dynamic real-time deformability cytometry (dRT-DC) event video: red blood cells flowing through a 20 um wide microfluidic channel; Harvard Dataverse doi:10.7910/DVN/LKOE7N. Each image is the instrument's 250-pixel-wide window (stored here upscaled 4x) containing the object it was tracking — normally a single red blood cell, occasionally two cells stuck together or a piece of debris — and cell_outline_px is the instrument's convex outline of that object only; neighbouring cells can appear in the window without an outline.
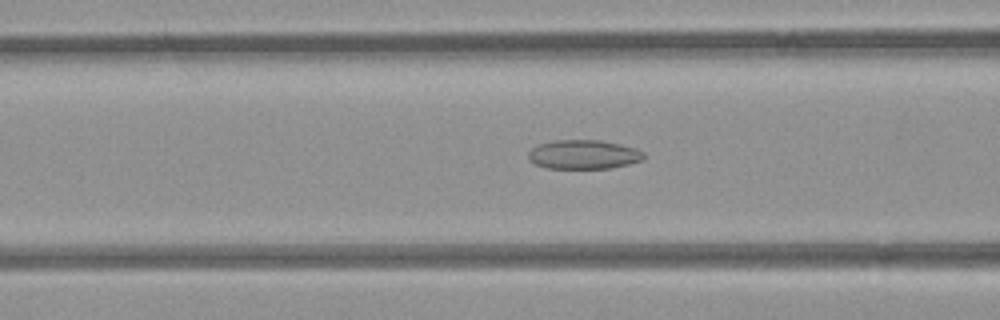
{"species": "common noctule bat (a hibernating species)", "species_latin": "Nyctalus noctula", "temperature_condition": "room temperature", "stored_images_in_passage": 52, "camera_frame_rate_fps": 3000, "um_per_image_px": 0.085, "animal": {"sex": "female", "body_mass_g": 21.9}, "frame": {"image": 1, "passage_image": 20, "time_ms": 6.333, "image_size_px": [1000, 320], "cell_outline_px": [[644, 156], [640, 160], [628, 164], [612, 168], [544, 168], [528, 160], [528, 152], [536, 144], [552, 140], [600, 140], [620, 144], [636, 148], [644, 152]], "centroid_in_image_um": [49.56, 13.12], "position_along_channel_um": 117.0, "area_um2": 19.71}}
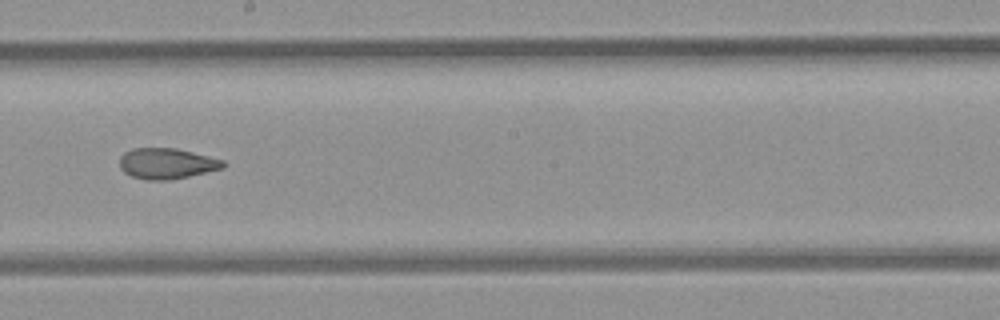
{"frame": {"image": 2, "passage_image": 29, "time_ms": 9.333, "image_size_px": [1000, 320], "cell_outline_px": [[224, 168], [188, 176], [168, 180], [148, 180], [132, 176], [124, 172], [120, 168], [120, 156], [124, 152], [132, 148], [176, 148], [224, 160]], "centroid_in_image_um": [14.15, 13.89], "position_along_channel_um": 234.1, "area_um2": 18.44}}
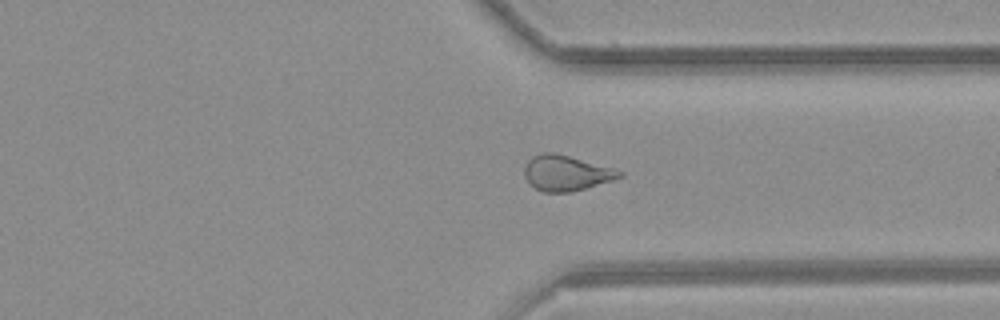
{"frame": {"image": 3, "passage_image": 39, "time_ms": 12.667, "image_size_px": [1000, 320], "cell_outline_px": [[624, 176], [612, 180], [572, 192], [544, 192], [536, 188], [524, 176], [524, 168], [528, 160], [532, 156], [540, 152], [552, 152], [568, 156], [612, 168], [624, 172]], "centroid_in_image_um": [48.11, 14.7], "position_along_channel_um": 363.3, "area_um2": 19.36}, "authors_computed_cell_mechanics": {"area_um2": 20.4901, "velocity_mm_per_s": 3.8898, "shape_relaxation_time_tau1_ms": null, "shape_relaxation_time_tau2_ms": 3.1797, "deformation_change_tau1": null, "deformation_change_tau2": 0.102}}